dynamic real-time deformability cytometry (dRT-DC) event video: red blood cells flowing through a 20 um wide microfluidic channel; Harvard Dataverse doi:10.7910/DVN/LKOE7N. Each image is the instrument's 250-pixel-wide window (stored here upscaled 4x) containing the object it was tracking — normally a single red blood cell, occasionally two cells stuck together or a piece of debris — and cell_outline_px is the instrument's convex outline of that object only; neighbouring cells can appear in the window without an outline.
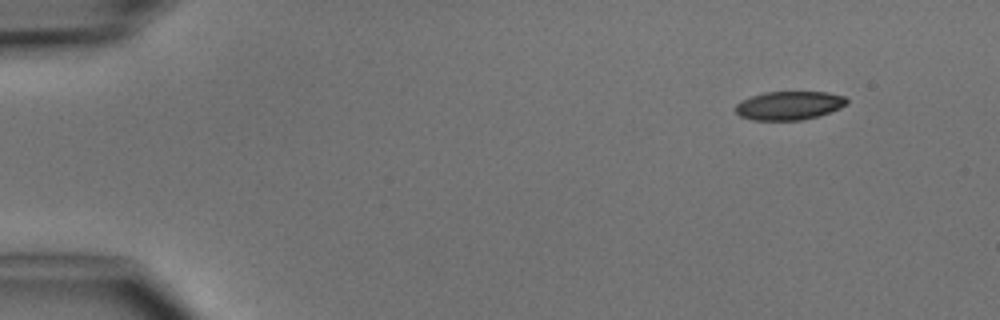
{"species": "common noctule bat (a hibernating species)", "species_latin": "Nyctalus noctula", "temperature_condition": "cold", "stored_images_in_passage": 5, "camera_frame_rate_fps": 3000, "um_per_image_px": 0.085, "animal": {"sex": "male", "body_mass_g": 15.6}, "frame": {"image": 1, "passage_image": 1, "time_ms": 0.0, "image_size_px": [1000, 320], "cell_outline_px": [[848, 104], [840, 108], [816, 116], [800, 120], [752, 120], [740, 116], [736, 112], [736, 104], [740, 100], [764, 92], [828, 92], [844, 96], [848, 100]], "centroid_in_image_um": [67.06, 8.96], "position_along_channel_um": 17.9, "area_um2": 18.5}}
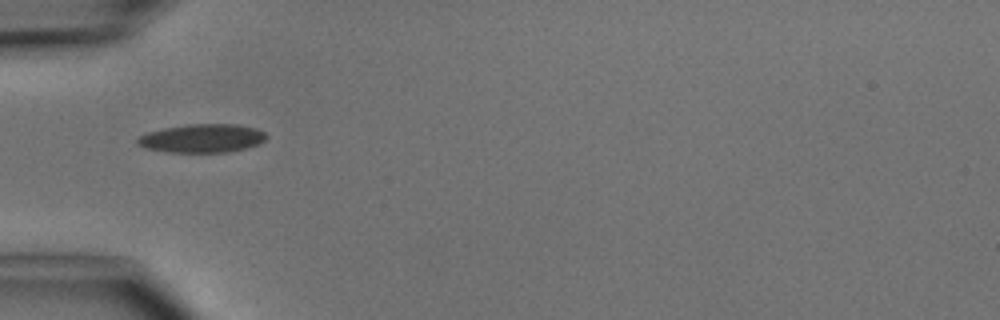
{"frame": {"image": 2, "passage_image": 4, "time_ms": 3.667, "image_size_px": [1000, 320], "cell_outline_px": [[268, 136], [260, 144], [228, 152], [168, 152], [144, 148], [136, 144], [136, 140], [140, 136], [148, 132], [164, 128], [188, 124], [236, 124], [256, 128], [264, 132]], "centroid_in_image_um": [17.18, 11.75], "position_along_channel_um": 67.8, "area_um2": 21.44}}